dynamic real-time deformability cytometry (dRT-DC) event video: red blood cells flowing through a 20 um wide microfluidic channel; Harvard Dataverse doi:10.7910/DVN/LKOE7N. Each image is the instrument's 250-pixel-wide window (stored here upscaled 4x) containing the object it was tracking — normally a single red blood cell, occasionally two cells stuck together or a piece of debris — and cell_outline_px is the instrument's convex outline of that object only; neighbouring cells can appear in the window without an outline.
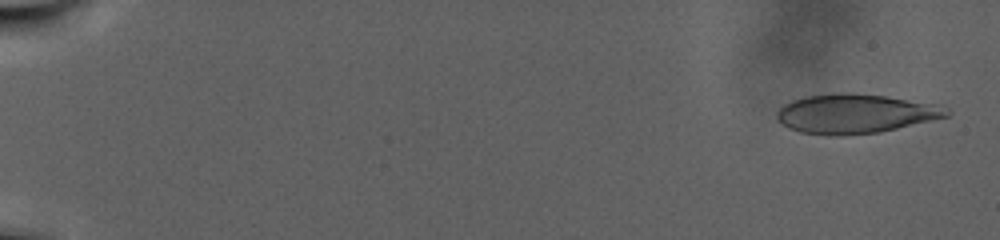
{"species": "human", "species_latin": "Homo sapiens", "temperature_condition": "warm", "stored_images_in_passage": 105, "camera_frame_rate_fps": 3000, "um_per_image_px": 0.085, "donor": {"sex": "male"}, "frame": {"image": 1, "passage_image": 4, "time_ms": 1.0, "image_size_px": [1000, 240], "cell_outline_px": [[952, 112], [948, 116], [880, 132], [844, 136], [828, 136], [800, 132], [788, 128], [776, 116], [776, 112], [784, 104], [792, 100], [804, 96], [840, 92], [852, 92], [884, 96], [940, 104], [948, 108]], "centroid_in_image_um": [72.7, 9.66], "position_along_channel_um": 12.3, "area_um2": 39.19}}
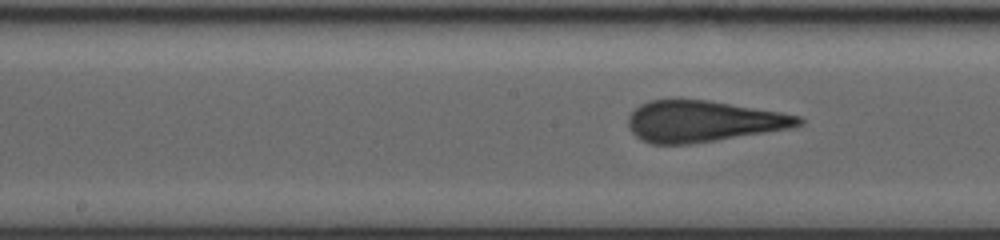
{"frame": {"image": 2, "passage_image": 58, "time_ms": 19.0, "image_size_px": [1000, 240], "cell_outline_px": [[804, 124], [792, 128], [692, 144], [652, 144], [640, 140], [628, 128], [628, 116], [640, 104], [648, 100], [676, 96], [708, 100], [780, 112], [800, 116], [804, 120]], "centroid_in_image_um": [59.71, 10.28], "position_along_channel_um": 188.5, "area_um2": 41.79}}
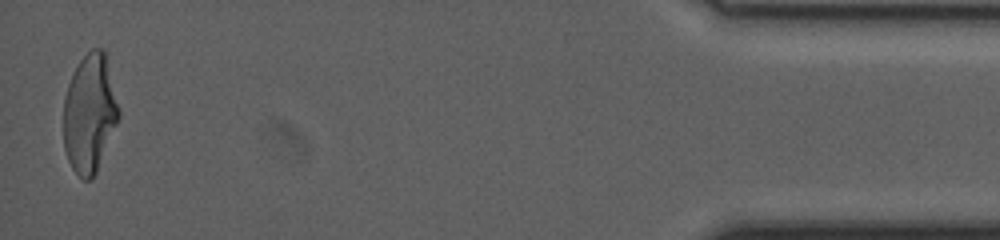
{"frame": {"image": 3, "passage_image": 104, "time_ms": 34.333, "image_size_px": [1000, 240], "cell_outline_px": [[120, 116], [96, 172], [88, 180], [84, 180], [72, 168], [68, 160], [64, 148], [64, 96], [72, 72], [80, 60], [92, 48], [100, 48], [104, 52], [120, 108]], "centroid_in_image_um": [7.61, 9.63], "position_along_channel_um": 427.6, "area_um2": 37.8}}